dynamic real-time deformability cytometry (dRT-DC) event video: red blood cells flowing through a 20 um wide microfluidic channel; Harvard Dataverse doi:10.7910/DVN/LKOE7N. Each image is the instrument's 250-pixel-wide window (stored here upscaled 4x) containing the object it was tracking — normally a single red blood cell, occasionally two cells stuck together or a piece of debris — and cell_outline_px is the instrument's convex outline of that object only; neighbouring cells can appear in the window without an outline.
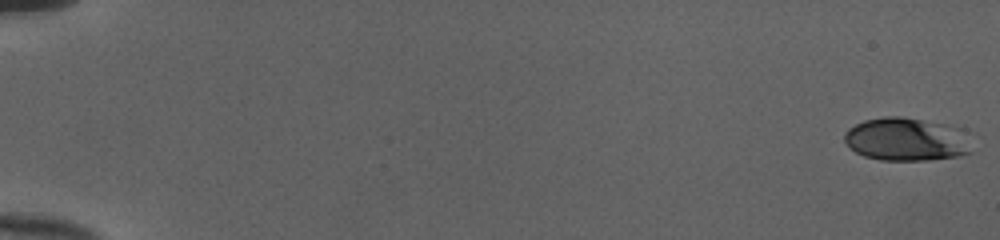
{"species": "human", "species_latin": "Homo sapiens", "temperature_condition": "cold", "stored_images_in_passage": 53, "camera_frame_rate_fps": 3000, "um_per_image_px": 0.085, "donor": {"sex": "female"}, "frame": {"image": 1, "passage_image": 1, "time_ms": 0.0, "image_size_px": [1000, 240], "cell_outline_px": [[972, 152], [960, 156], [928, 160], [880, 160], [864, 156], [856, 152], [844, 140], [844, 132], [848, 128], [864, 120], [884, 116], [900, 116], [948, 124], [964, 128]], "centroid_in_image_um": [77.07, 11.83], "position_along_channel_um": 7.9, "area_um2": 32.37}}
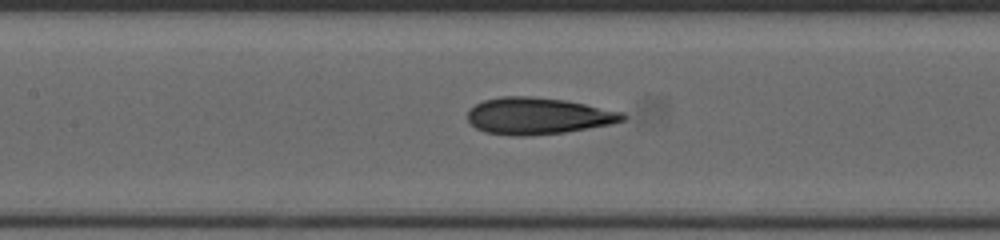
{"frame": {"image": 2, "passage_image": 27, "time_ms": 8.667, "image_size_px": [1000, 240], "cell_outline_px": [[628, 116], [624, 120], [612, 124], [564, 132], [528, 136], [512, 136], [484, 132], [476, 128], [468, 120], [468, 112], [476, 104], [484, 100], [504, 96], [528, 96], [564, 100], [624, 112]], "centroid_in_image_um": [45.74, 9.86], "position_along_channel_um": 161.7, "area_um2": 33.06}}
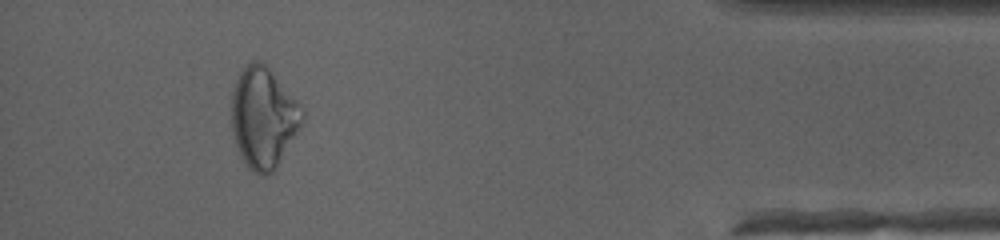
{"frame": {"image": 3, "passage_image": 49, "time_ms": 16.0, "image_size_px": [1000, 240], "cell_outline_px": [[304, 120], [300, 128], [276, 168], [272, 172], [264, 176], [260, 176], [248, 168], [240, 156], [232, 132], [232, 92], [236, 80], [240, 72], [252, 60], [260, 60], [268, 68], [300, 104], [304, 112]], "centroid_in_image_um": [22.39, 10.03], "position_along_channel_um": 412.8, "area_um2": 41.33}, "authors_computed_cell_mechanics": {"area_um2": 31.9634, "velocity_mm_per_s": 4.0418, "shape_relaxation_time_tau1_ms": 8.3093, "shape_relaxation_time_tau2_ms": 1.9383, "deformation_change_tau1": 0.2112, "deformation_change_tau2": 0.1009}}